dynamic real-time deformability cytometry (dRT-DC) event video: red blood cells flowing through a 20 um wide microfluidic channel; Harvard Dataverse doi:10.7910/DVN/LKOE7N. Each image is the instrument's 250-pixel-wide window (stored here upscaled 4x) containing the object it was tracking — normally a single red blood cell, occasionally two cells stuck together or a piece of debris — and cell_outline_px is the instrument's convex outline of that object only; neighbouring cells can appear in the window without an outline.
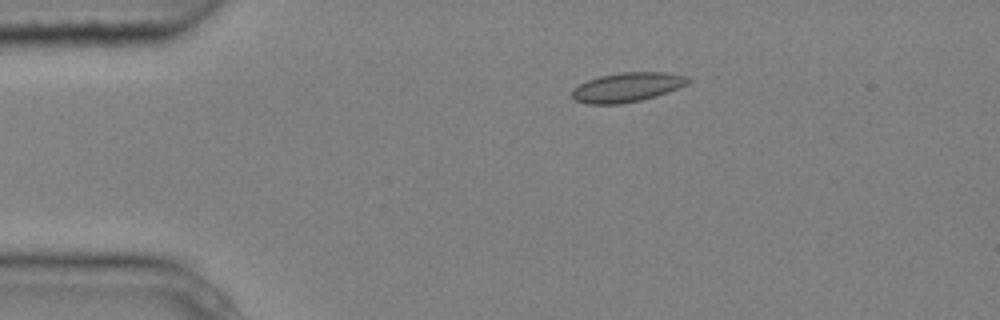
{"species": "common noctule bat (a hibernating species)", "species_latin": "Nyctalus noctula", "temperature_condition": "cold", "stored_images_in_passage": 6, "camera_frame_rate_fps": 3000, "um_per_image_px": 0.085, "animal": {"sex": "male", "body_mass_g": 20.4}, "frame": {"image": 1, "passage_image": 1, "time_ms": 0.0, "image_size_px": [1000, 320], "cell_outline_px": [[692, 80], [688, 84], [668, 92], [656, 96], [640, 100], [620, 104], [588, 104], [576, 100], [572, 96], [572, 88], [588, 80], [600, 76], [620, 72], [664, 72], [688, 76]], "centroid_in_image_um": [53.33, 7.41], "position_along_channel_um": 31.7, "area_um2": 19.88}}
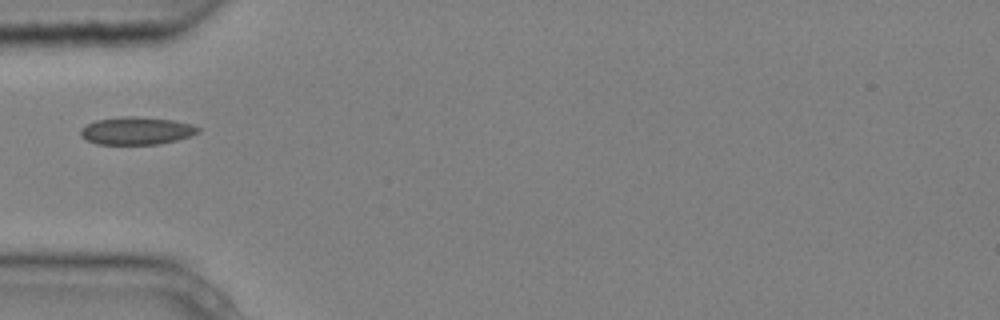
{"frame": {"image": 2, "passage_image": 3, "time_ms": 0.667, "image_size_px": [1000, 320], "cell_outline_px": [[200, 132], [192, 136], [160, 144], [96, 144], [84, 140], [80, 136], [80, 128], [96, 120], [124, 116], [136, 116], [172, 120], [192, 124], [200, 128]], "centroid_in_image_um": [11.6, 11.12], "position_along_channel_um": 73.4, "area_um2": 19.13}}
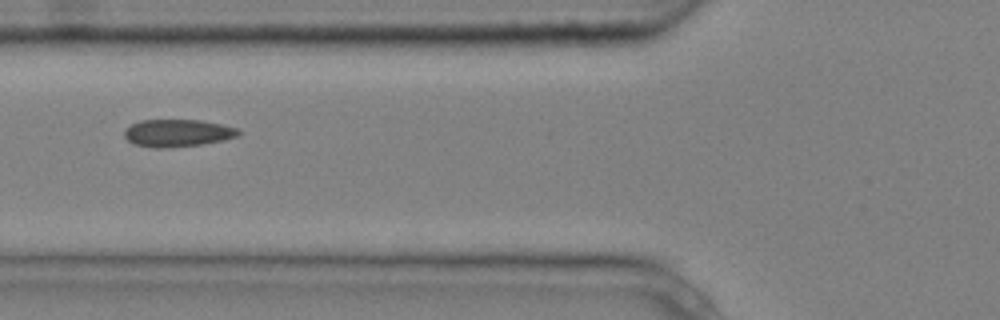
{"frame": {"image": 3, "passage_image": 4, "time_ms": 1.0, "image_size_px": [1000, 320], "cell_outline_px": [[240, 136], [224, 140], [200, 144], [164, 148], [156, 148], [132, 144], [124, 136], [124, 128], [140, 120], [200, 120], [220, 124], [236, 128], [240, 132]], "centroid_in_image_um": [15.06, 11.31], "position_along_channel_um": 110.7, "area_um2": 18.21}}